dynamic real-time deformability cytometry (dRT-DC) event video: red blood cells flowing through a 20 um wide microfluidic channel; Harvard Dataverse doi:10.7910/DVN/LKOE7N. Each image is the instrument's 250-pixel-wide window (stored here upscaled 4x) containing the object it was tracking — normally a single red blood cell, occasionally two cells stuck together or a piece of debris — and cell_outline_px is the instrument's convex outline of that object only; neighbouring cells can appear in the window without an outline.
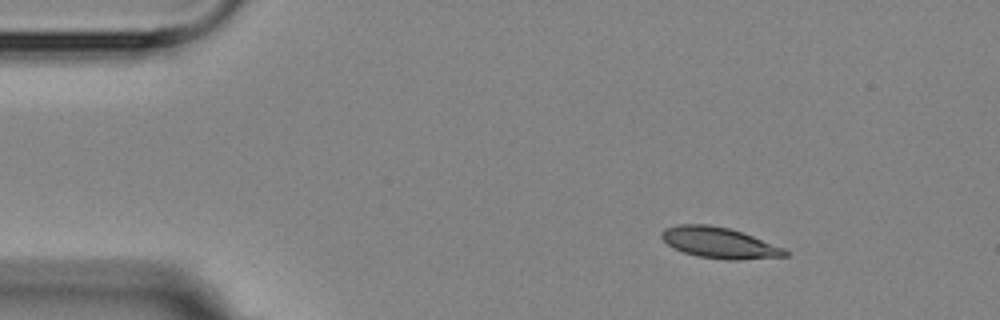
{"species": "Egyptian fruit bat (a non-hibernating species)", "species_latin": "Rousettus aegyptiacus", "temperature_condition": "room temperature", "stored_images_in_passage": 6, "camera_frame_rate_fps": 3000, "um_per_image_px": 0.085, "animal": {"sex": "female"}, "frame": {"image": 1, "passage_image": 1, "time_ms": 0.0, "image_size_px": [1000, 320], "cell_outline_px": [[788, 256], [736, 260], [728, 260], [696, 256], [672, 248], [660, 236], [660, 232], [664, 228], [676, 224], [708, 224], [728, 228], [752, 236], [784, 248], [788, 252]], "centroid_in_image_um": [61.09, 20.63], "position_along_channel_um": 23.9, "area_um2": 22.2}}
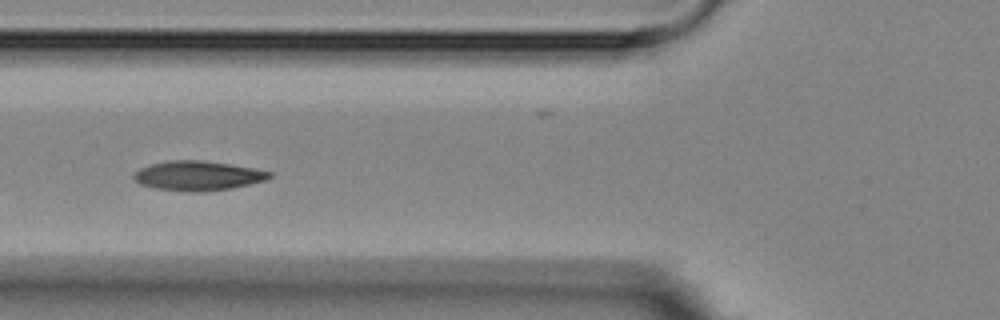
{"frame": {"image": 2, "passage_image": 5, "time_ms": 4.333, "image_size_px": [1000, 320], "cell_outline_px": [[272, 176], [264, 180], [232, 188], [196, 192], [192, 192], [156, 188], [140, 184], [132, 176], [140, 168], [152, 164], [168, 160], [204, 160], [232, 164], [272, 172]], "centroid_in_image_um": [16.81, 14.92], "position_along_channel_um": 109.0, "area_um2": 23.12}}
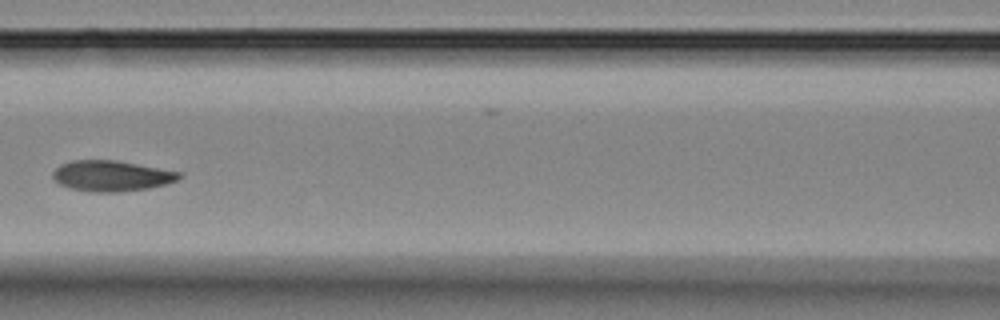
{"frame": {"image": 3, "passage_image": 6, "time_ms": 5.667, "image_size_px": [1000, 320], "cell_outline_px": [[184, 176], [180, 180], [168, 184], [148, 188], [116, 192], [92, 192], [68, 188], [60, 184], [52, 176], [52, 172], [60, 164], [72, 160], [116, 160], [184, 172]], "centroid_in_image_um": [9.54, 14.94], "position_along_channel_um": 157.1, "area_um2": 22.95}}